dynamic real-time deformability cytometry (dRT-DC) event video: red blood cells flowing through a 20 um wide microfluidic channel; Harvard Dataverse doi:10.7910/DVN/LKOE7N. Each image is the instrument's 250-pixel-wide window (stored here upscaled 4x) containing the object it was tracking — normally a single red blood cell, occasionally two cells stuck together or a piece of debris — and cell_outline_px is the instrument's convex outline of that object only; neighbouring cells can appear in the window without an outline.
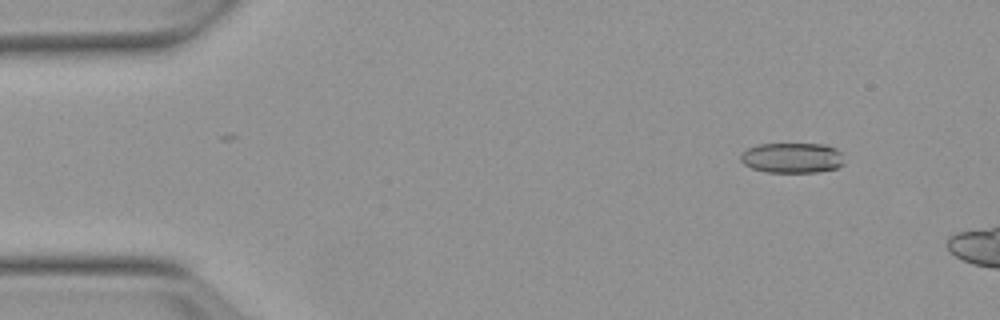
{"species": "Egyptian fruit bat (a non-hibernating species)", "species_latin": "Rousettus aegyptiacus", "temperature_condition": "warm", "stored_images_in_passage": 48, "camera_frame_rate_fps": 3000, "um_per_image_px": 0.085, "animal": {"sex": "female"}, "frame": {"image": 1, "passage_image": 5, "time_ms": 1.333, "image_size_px": [1000, 320], "cell_outline_px": [[844, 164], [836, 168], [816, 172], [764, 172], [752, 168], [744, 164], [740, 160], [740, 152], [748, 148], [760, 144], [824, 144], [836, 148], [840, 152]], "centroid_in_image_um": [67.31, 13.41], "position_along_channel_um": 17.7, "area_um2": 18.32}}
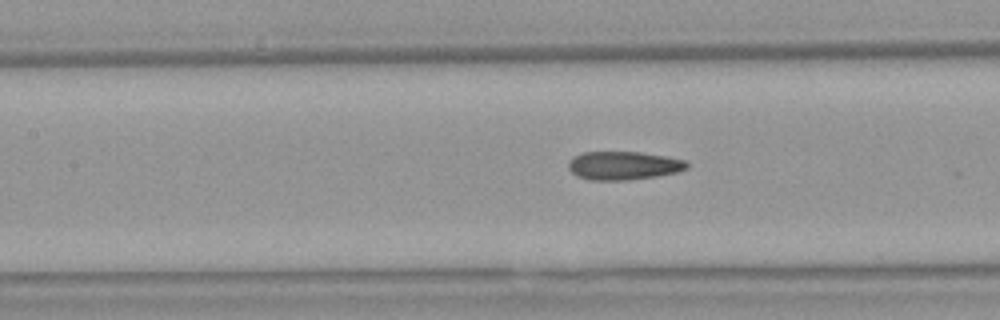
{"frame": {"image": 2, "passage_image": 23, "time_ms": 7.333, "image_size_px": [1000, 320], "cell_outline_px": [[688, 168], [680, 172], [656, 176], [628, 180], [588, 180], [576, 176], [568, 168], [568, 160], [572, 156], [584, 152], [640, 152], [668, 156], [688, 160]], "centroid_in_image_um": [53.01, 14.07], "position_along_channel_um": 154.4, "area_um2": 20.0}}
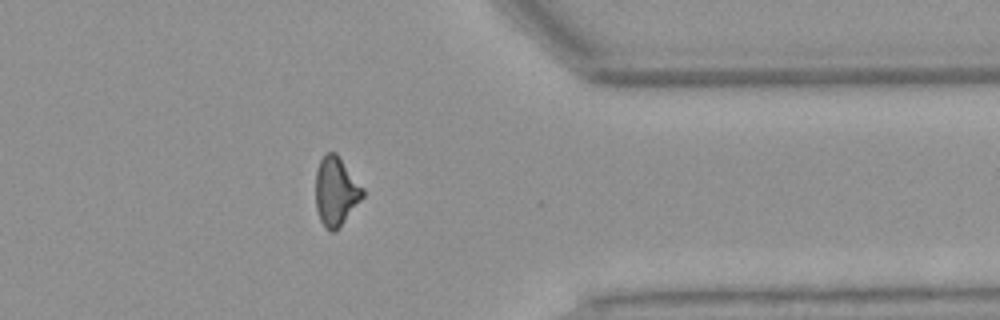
{"frame": {"image": 3, "passage_image": 42, "time_ms": 13.667, "image_size_px": [1000, 320], "cell_outline_px": [[364, 196], [336, 232], [332, 232], [324, 228], [320, 220], [316, 208], [316, 172], [320, 160], [328, 152], [336, 152], [364, 188]], "centroid_in_image_um": [28.56, 16.29], "position_along_channel_um": 382.8, "area_um2": 18.96}, "authors_computed_cell_mechanics": {"area_um2": 19.363, "velocity_mm_per_s": 3.825, "shape_relaxation_time_tau1_ms": null, "shape_relaxation_time_tau2_ms": 2.1757, "deformation_change_tau1": null, "deformation_change_tau2": 0.1163}}